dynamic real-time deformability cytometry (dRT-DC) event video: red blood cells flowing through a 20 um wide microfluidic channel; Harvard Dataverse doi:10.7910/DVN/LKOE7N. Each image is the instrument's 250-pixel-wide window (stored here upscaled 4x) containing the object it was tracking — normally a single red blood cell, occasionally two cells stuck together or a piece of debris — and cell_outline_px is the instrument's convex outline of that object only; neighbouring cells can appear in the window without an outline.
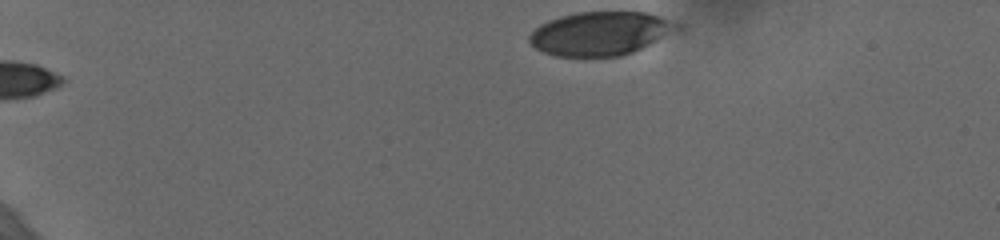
{"species": "human", "species_latin": "Homo sapiens", "temperature_condition": "cold", "stored_images_in_passage": 39, "camera_frame_rate_fps": 3000, "um_per_image_px": 0.085, "donor": {"sex": "female"}, "frame": {"image": 1, "passage_image": 1, "time_ms": 0.0, "image_size_px": [1000, 240], "cell_outline_px": [[684, 24], [680, 28], [632, 52], [620, 56], [556, 56], [544, 52], [536, 48], [528, 40], [528, 36], [540, 24], [548, 20], [560, 16], [576, 12], [648, 12]], "centroid_in_image_um": [51.03, 2.83], "position_along_channel_um": 34.0, "area_um2": 37.34}}
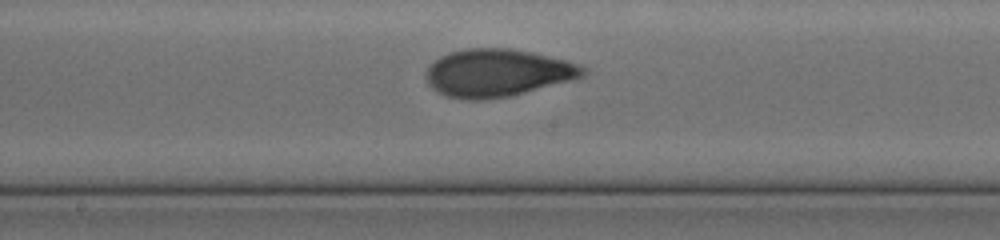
{"frame": {"image": 2, "passage_image": 23, "time_ms": 7.333, "image_size_px": [1000, 240], "cell_outline_px": [[588, 72], [584, 76], [524, 92], [508, 96], [480, 100], [468, 100], [444, 96], [436, 92], [428, 84], [424, 76], [428, 68], [440, 56], [448, 52], [464, 48], [508, 48], [532, 52], [568, 60], [580, 64], [588, 68]], "centroid_in_image_um": [42.26, 6.18], "position_along_channel_um": 205.9, "area_um2": 43.7}}
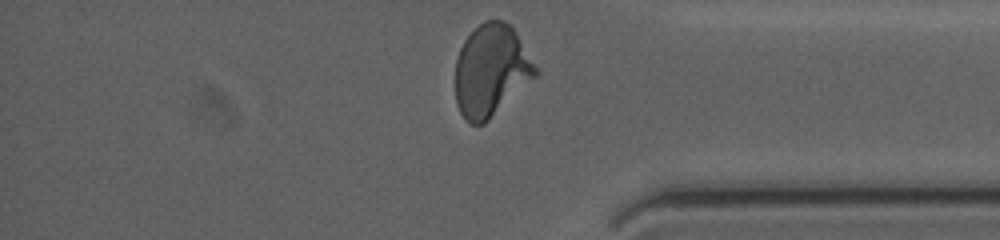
{"frame": {"image": 3, "passage_image": 39, "time_ms": 12.667, "image_size_px": [1000, 240], "cell_outline_px": [[540, 72], [536, 76], [484, 124], [472, 124], [460, 112], [456, 104], [456, 60], [460, 48], [464, 40], [484, 20], [504, 20], [512, 28]], "centroid_in_image_um": [41.73, 6.0], "position_along_channel_um": 393.5, "area_um2": 42.25}, "authors_computed_cell_mechanics": {"area_um2": 41.9628, "velocity_mm_per_s": 3.6387, "shape_relaxation_time_tau1_ms": 5.2225, "shape_relaxation_time_tau2_ms": 0.9772, "deformation_change_tau1": 0.1908, "deformation_change_tau2": 0.0626}}